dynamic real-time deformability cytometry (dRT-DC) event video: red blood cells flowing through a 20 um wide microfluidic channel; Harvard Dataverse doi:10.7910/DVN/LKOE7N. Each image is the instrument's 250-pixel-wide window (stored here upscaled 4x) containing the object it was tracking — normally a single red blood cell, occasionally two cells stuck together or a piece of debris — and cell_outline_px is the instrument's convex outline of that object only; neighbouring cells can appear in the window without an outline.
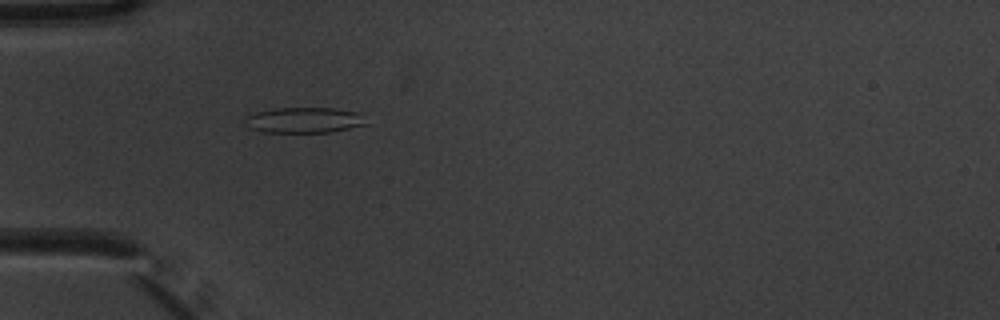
{"species": "common noctule bat (a hibernating species)", "species_latin": "Nyctalus noctula", "temperature_condition": "warm", "stored_images_in_passage": 5, "camera_frame_rate_fps": 3000, "um_per_image_px": 0.085, "animal": {"sex": "male", "body_mass_g": 20.1, "forearm_length_mm": 53.5}, "frame": {"image": 1, "passage_image": 5, "time_ms": 1.333, "image_size_px": [1000, 320], "cell_outline_px": [[368, 124], [328, 132], [264, 132], [248, 128], [240, 120], [252, 112], [276, 108], [332, 108], [364, 112]], "centroid_in_image_um": [25.82, 10.2], "position_along_channel_um": 59.2, "area_um2": 18.55}}